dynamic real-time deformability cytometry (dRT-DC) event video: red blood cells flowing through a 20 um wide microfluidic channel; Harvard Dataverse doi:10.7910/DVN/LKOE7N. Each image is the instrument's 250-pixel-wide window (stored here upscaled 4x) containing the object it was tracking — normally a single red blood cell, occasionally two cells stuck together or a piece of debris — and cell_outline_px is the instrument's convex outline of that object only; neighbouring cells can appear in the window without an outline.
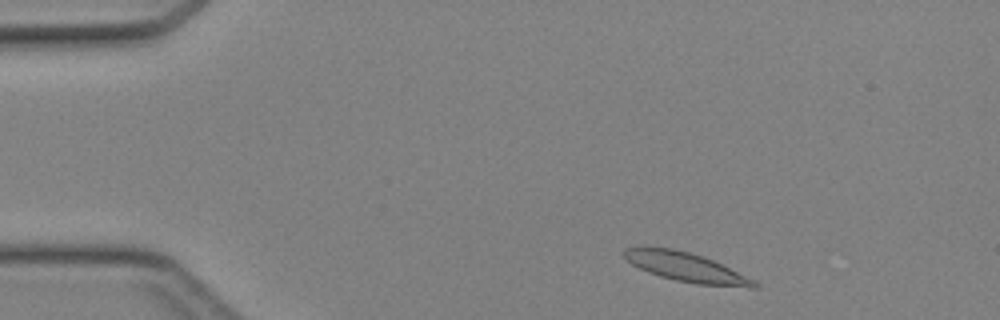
{"species": "Egyptian fruit bat (a non-hibernating species)", "species_latin": "Rousettus aegyptiacus", "temperature_condition": "cold", "stored_images_in_passage": 42, "camera_frame_rate_fps": 3000, "um_per_image_px": 0.085, "animal": {"sex": "female"}, "frame": {"image": 1, "passage_image": 3, "time_ms": 0.667, "image_size_px": [1000, 320], "cell_outline_px": [[760, 288], [748, 288], [696, 284], [676, 280], [660, 276], [648, 272], [632, 264], [624, 256], [624, 248], [672, 248], [704, 256], [756, 280], [760, 284]], "centroid_in_image_um": [58.43, 22.75], "position_along_channel_um": 26.6, "area_um2": 21.96}}
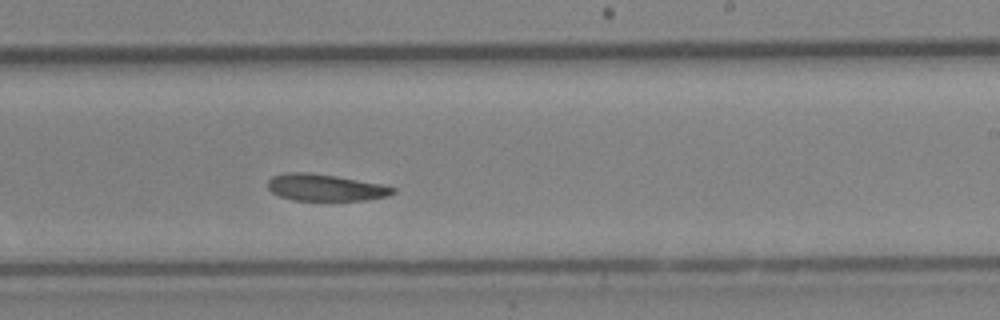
{"frame": {"image": 2, "passage_image": 24, "time_ms": 7.667, "image_size_px": [1000, 320], "cell_outline_px": [[396, 192], [388, 196], [364, 200], [292, 200], [280, 196], [272, 192], [268, 188], [268, 180], [272, 176], [284, 172], [308, 172], [336, 176], [380, 184], [396, 188]], "centroid_in_image_um": [27.63, 15.93], "position_along_channel_um": 261.4, "area_um2": 19.48}}
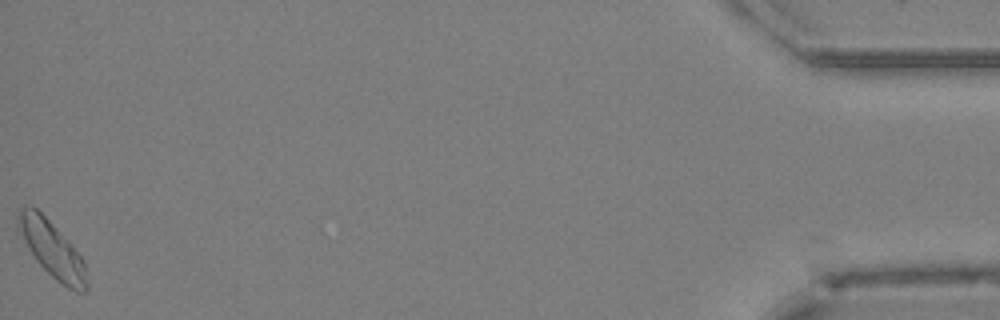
{"frame": {"image": 3, "passage_image": 42, "time_ms": 13.667, "image_size_px": [1000, 320], "cell_outline_px": [[88, 292], [76, 292], [68, 288], [56, 280], [36, 260], [28, 248], [16, 228], [16, 212], [20, 208], [36, 208], [72, 244], [84, 260], [88, 284]], "centroid_in_image_um": [4.43, 21.21], "position_along_channel_um": 430.8, "area_um2": 22.43}}